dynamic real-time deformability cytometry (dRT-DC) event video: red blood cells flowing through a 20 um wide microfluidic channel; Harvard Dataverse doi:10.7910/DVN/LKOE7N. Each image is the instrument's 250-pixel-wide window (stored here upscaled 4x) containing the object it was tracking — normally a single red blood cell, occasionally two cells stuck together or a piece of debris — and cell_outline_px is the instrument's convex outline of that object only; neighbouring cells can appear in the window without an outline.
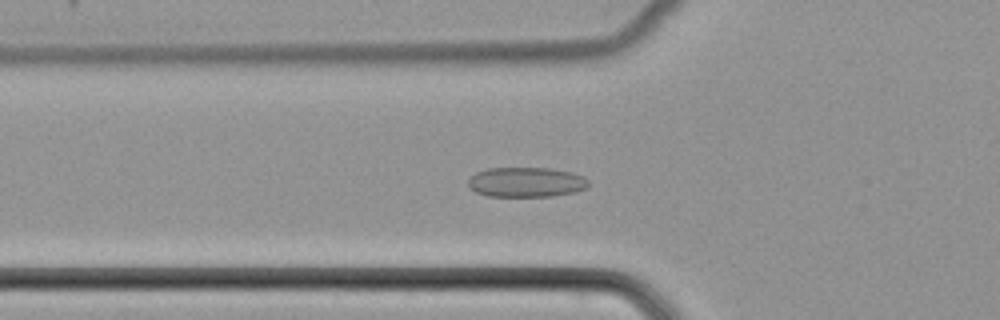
{"species": "common noctule bat (a hibernating species)", "species_latin": "Nyctalus noctula", "temperature_condition": "cold", "stored_images_in_passage": 51, "camera_frame_rate_fps": 3000, "um_per_image_px": 0.085, "animal": {"sex": "female", "body_mass_g": 22.7, "forearm_length_mm": 54.2}, "frame": {"image": 1, "passage_image": 18, "time_ms": 5.667, "image_size_px": [1000, 320], "cell_outline_px": [[588, 188], [572, 192], [552, 196], [488, 196], [476, 192], [468, 188], [468, 180], [476, 172], [488, 168], [552, 168], [572, 172], [584, 176], [588, 180]], "centroid_in_image_um": [44.72, 15.48], "position_along_channel_um": 81.1, "area_um2": 21.04}}
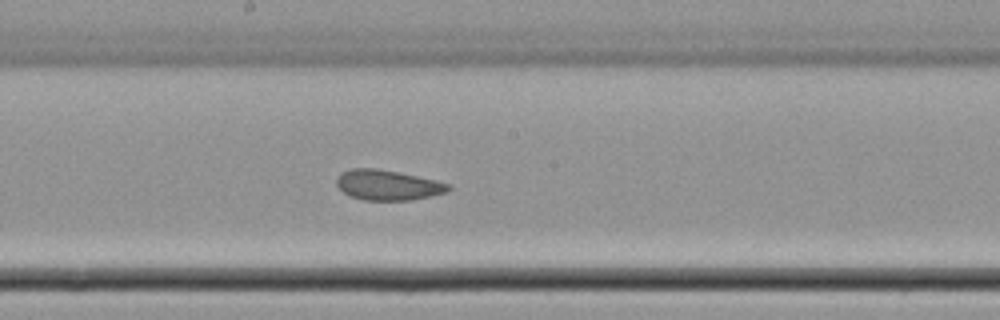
{"frame": {"image": 2, "passage_image": 28, "time_ms": 9.0, "image_size_px": [1000, 320], "cell_outline_px": [[452, 188], [448, 192], [408, 200], [364, 200], [352, 196], [344, 192], [336, 184], [336, 176], [340, 172], [352, 168], [376, 168], [400, 172], [436, 180], [448, 184]], "centroid_in_image_um": [32.94, 15.71], "position_along_channel_um": 215.3, "area_um2": 19.65}}
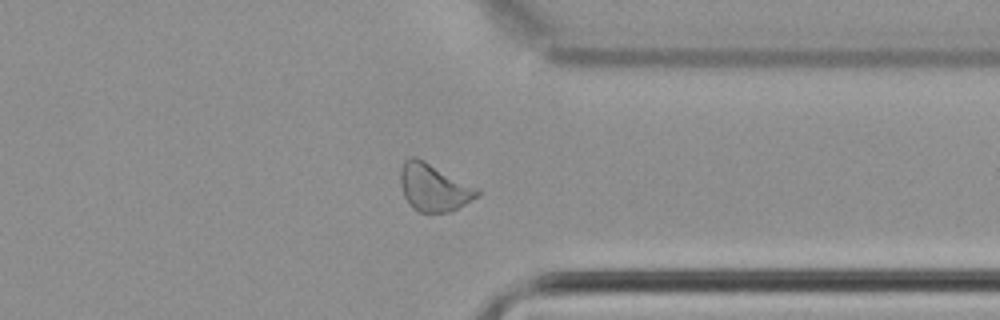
{"frame": {"image": 3, "passage_image": 40, "time_ms": 13.0, "image_size_px": [1000, 320], "cell_outline_px": [[480, 192], [472, 200], [448, 212], [420, 212], [412, 208], [408, 204], [404, 196], [400, 184], [400, 168], [404, 160], [412, 156], [416, 156], [480, 188]], "centroid_in_image_um": [36.84, 15.91], "position_along_channel_um": 374.6, "area_um2": 21.39}}